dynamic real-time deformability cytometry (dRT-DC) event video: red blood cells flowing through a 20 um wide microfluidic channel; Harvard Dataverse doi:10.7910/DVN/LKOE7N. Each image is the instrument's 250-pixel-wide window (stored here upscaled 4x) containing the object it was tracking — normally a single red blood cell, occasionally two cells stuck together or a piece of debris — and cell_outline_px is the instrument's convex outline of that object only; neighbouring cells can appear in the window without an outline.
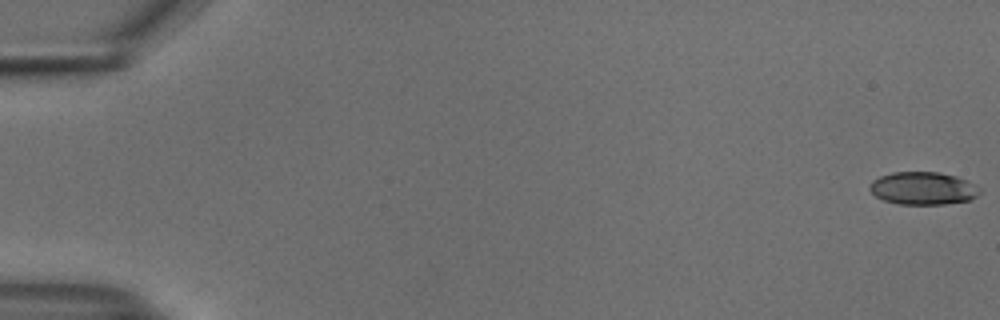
{"species": "common noctule bat (a hibernating species)", "species_latin": "Nyctalus noctula", "temperature_condition": "cold", "stored_images_in_passage": 55, "camera_frame_rate_fps": 3000, "um_per_image_px": 0.085, "animal": {"sex": "male", "body_mass_g": 18.8}, "frame": {"image": 1, "passage_image": 1, "time_ms": 0.0, "image_size_px": [1000, 320], "cell_outline_px": [[980, 192], [976, 196], [968, 200], [944, 204], [900, 204], [884, 200], [876, 196], [868, 188], [872, 180], [880, 176], [892, 172], [940, 172], [956, 176], [980, 188]], "centroid_in_image_um": [78.42, 16.0], "position_along_channel_um": 6.6, "area_um2": 20.81}}
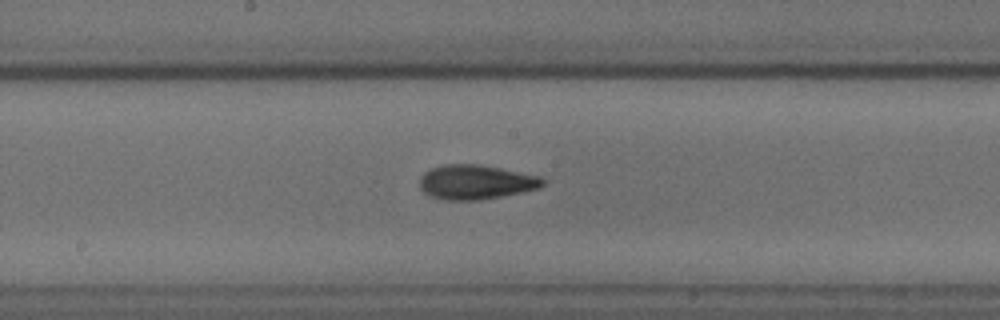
{"frame": {"image": 2, "passage_image": 30, "time_ms": 9.667, "image_size_px": [1000, 320], "cell_outline_px": [[544, 184], [540, 188], [480, 200], [444, 200], [428, 196], [420, 188], [420, 176], [424, 172], [432, 168], [444, 164], [480, 164], [540, 176], [544, 180]], "centroid_in_image_um": [40.41, 15.48], "position_along_channel_um": 207.8, "area_um2": 24.74}}
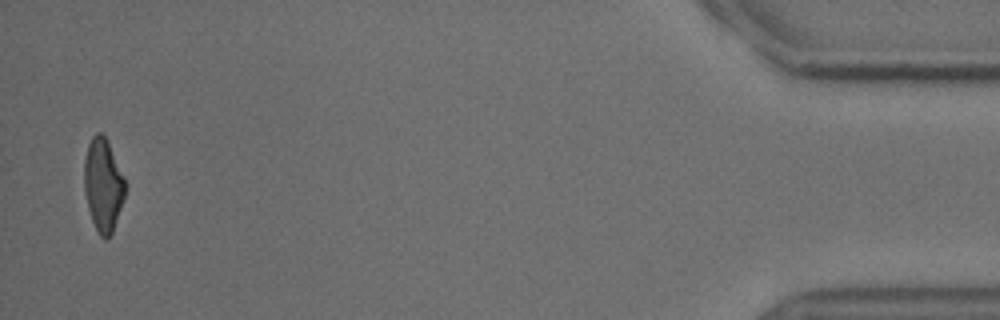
{"frame": {"image": 3, "passage_image": 54, "time_ms": 17.667, "image_size_px": [1000, 320], "cell_outline_px": [[128, 184], [112, 232], [108, 240], [104, 240], [96, 232], [88, 208], [84, 192], [84, 160], [88, 144], [92, 136], [96, 132], [100, 132], [104, 136]], "centroid_in_image_um": [8.76, 15.75], "position_along_channel_um": 426.4, "area_um2": 22.2}, "authors_computed_cell_mechanics": {"area_um2": 22.8888, "velocity_mm_per_s": 3.7513, "shape_relaxation_time_tau1_ms": 4.197, "shape_relaxation_time_tau2_ms": 2.2747, "deformation_change_tau1": 0.1524, "deformation_change_tau2": 0.0936}}